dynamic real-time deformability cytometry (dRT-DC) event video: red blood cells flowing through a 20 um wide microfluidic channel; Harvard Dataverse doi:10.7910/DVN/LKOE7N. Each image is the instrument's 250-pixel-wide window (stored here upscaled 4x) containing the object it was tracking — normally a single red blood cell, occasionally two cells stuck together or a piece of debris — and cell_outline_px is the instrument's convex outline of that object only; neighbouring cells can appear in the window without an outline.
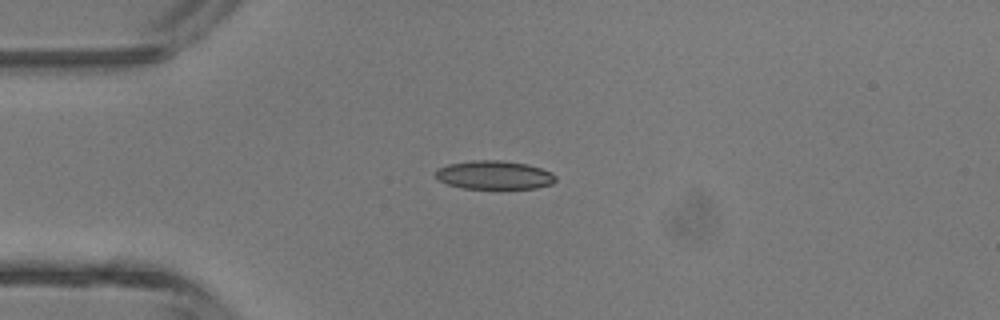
{"species": "common noctule bat (a hibernating species)", "species_latin": "Nyctalus noctula", "temperature_condition": "room temperature", "stored_images_in_passage": 5, "camera_frame_rate_fps": 3000, "um_per_image_px": 0.085, "animal": {"sex": "male", "body_mass_g": 13.3}, "frame": {"image": 1, "passage_image": 4, "time_ms": 3.667, "image_size_px": [1000, 320], "cell_outline_px": [[556, 180], [552, 184], [536, 188], [464, 188], [448, 184], [440, 180], [436, 176], [436, 168], [448, 164], [472, 160], [500, 160], [528, 164], [552, 172], [556, 176]], "centroid_in_image_um": [42.03, 14.86], "position_along_channel_um": 43.0, "area_um2": 19.94}}